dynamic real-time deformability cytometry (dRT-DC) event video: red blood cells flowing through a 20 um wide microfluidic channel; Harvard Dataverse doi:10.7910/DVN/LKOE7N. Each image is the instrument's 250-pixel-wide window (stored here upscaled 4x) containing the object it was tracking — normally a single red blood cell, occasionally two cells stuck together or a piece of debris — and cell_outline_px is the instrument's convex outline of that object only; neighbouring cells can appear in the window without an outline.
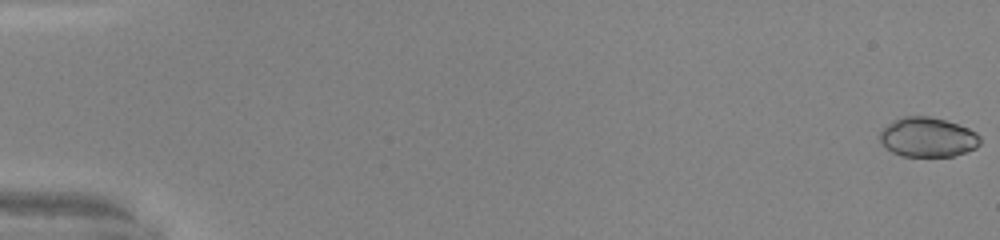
{"species": "common noctule bat (a hibernating species)", "species_latin": "Nyctalus noctula", "temperature_condition": "warm", "stored_images_in_passage": 51, "camera_frame_rate_fps": 3000, "um_per_image_px": 0.085, "animal": {"sex": "male", "body_mass_g": 20.0, "forearm_length_mm": 53.3}, "frame": {"image": 1, "passage_image": 1, "time_ms": 0.0, "image_size_px": [1000, 240], "cell_outline_px": [[980, 144], [976, 148], [952, 156], [900, 156], [892, 152], [880, 140], [880, 132], [888, 124], [904, 116], [928, 116], [944, 120], [968, 128], [976, 132], [980, 136]], "centroid_in_image_um": [78.87, 11.67], "position_along_channel_um": 6.1, "area_um2": 22.83}}
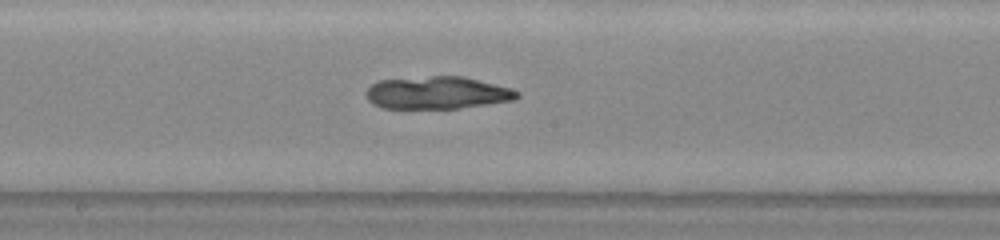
{"frame": {"image": 2, "passage_image": 29, "time_ms": 9.333, "image_size_px": [1000, 240], "cell_outline_px": [[520, 96], [516, 100], [456, 108], [384, 108], [372, 104], [368, 100], [368, 88], [372, 84], [380, 80], [432, 76], [464, 76], [512, 88], [520, 92]], "centroid_in_image_um": [37.22, 7.88], "position_along_channel_um": 211.0, "area_um2": 28.5}}
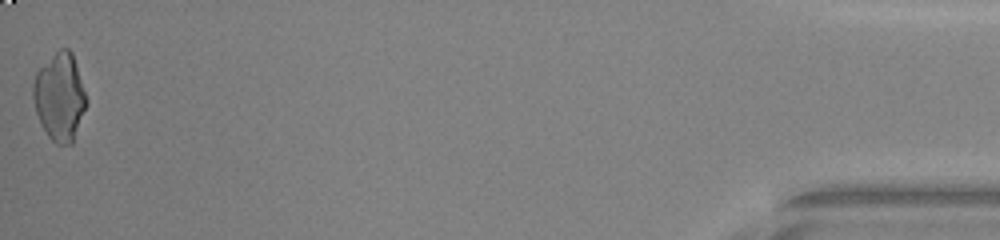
{"frame": {"image": 3, "passage_image": 51, "time_ms": 16.667, "image_size_px": [1000, 240], "cell_outline_px": [[88, 104], [72, 144], [56, 144], [48, 136], [40, 124], [36, 112], [32, 96], [32, 84], [36, 72], [60, 48], [68, 48], [72, 52], [88, 100]], "centroid_in_image_um": [5.08, 8.26], "position_along_channel_um": 430.1, "area_um2": 27.34}, "authors_computed_cell_mechanics": {"area_um2": 27.6284, "velocity_mm_per_s": 4.206, "shape_relaxation_time_tau1_ms": null, "shape_relaxation_time_tau2_ms": 4.2894, "deformation_change_tau1": null, "deformation_change_tau2": 0.0789}}